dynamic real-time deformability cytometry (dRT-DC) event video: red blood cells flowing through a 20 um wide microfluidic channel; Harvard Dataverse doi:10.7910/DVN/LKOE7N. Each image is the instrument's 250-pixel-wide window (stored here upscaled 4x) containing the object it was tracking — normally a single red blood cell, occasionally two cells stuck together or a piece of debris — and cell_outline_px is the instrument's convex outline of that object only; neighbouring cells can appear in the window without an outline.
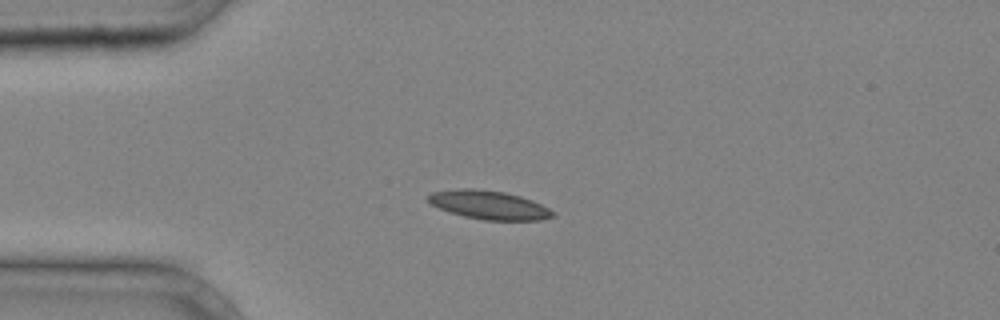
{"species": "common noctule bat (a hibernating species)", "species_latin": "Nyctalus noctula", "temperature_condition": "cold", "stored_images_in_passage": 31, "camera_frame_rate_fps": 3000, "um_per_image_px": 0.085, "animal": {"sex": "male", "body_mass_g": 20.4}, "frame": {"image": 1, "passage_image": 1, "time_ms": 0.0, "image_size_px": [1000, 320], "cell_outline_px": [[556, 216], [540, 220], [484, 220], [464, 216], [440, 208], [432, 204], [428, 200], [428, 196], [432, 192], [460, 188], [472, 188], [504, 192], [520, 196], [532, 200], [556, 212]], "centroid_in_image_um": [41.61, 17.42], "position_along_channel_um": 43.4, "area_um2": 20.63}}
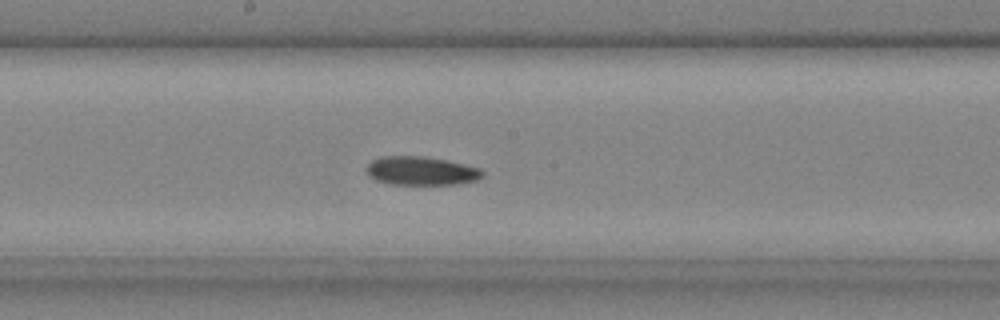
{"frame": {"image": 2, "passage_image": 13, "time_ms": 4.0, "image_size_px": [1000, 320], "cell_outline_px": [[484, 176], [476, 180], [456, 184], [392, 184], [376, 180], [368, 176], [364, 168], [372, 160], [380, 156], [424, 156], [444, 160], [480, 168], [484, 172]], "centroid_in_image_um": [35.75, 14.52], "position_along_channel_um": 212.4, "area_um2": 19.36}}
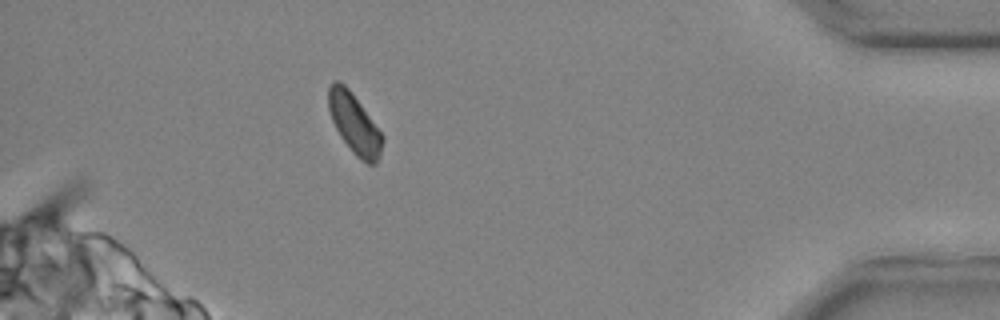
{"frame": {"image": 3, "passage_image": 28, "time_ms": 9.0, "image_size_px": [1000, 320], "cell_outline_px": [[384, 140], [380, 156], [376, 164], [368, 164], [360, 160], [352, 152], [340, 136], [332, 120], [328, 108], [328, 88], [336, 80], [340, 80], [348, 88], [384, 136]], "centroid_in_image_um": [30.13, 10.55], "position_along_channel_um": 405.1, "area_um2": 18.79}}